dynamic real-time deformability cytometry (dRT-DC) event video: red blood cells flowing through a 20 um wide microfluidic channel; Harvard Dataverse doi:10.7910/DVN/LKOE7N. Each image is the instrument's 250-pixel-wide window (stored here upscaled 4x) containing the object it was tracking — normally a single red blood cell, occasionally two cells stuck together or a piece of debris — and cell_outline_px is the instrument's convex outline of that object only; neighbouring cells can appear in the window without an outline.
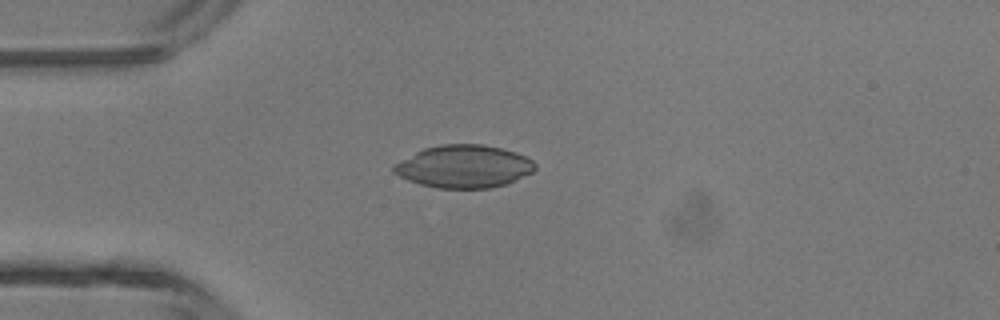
{"species": "common noctule bat (a hibernating species)", "species_latin": "Nyctalus noctula", "temperature_condition": "room temperature", "stored_images_in_passage": 2, "camera_frame_rate_fps": 3000, "um_per_image_px": 0.085, "animal": {"sex": "male", "body_mass_g": 13.3}, "frame": {"image": 1, "passage_image": 2, "time_ms": 0.333, "image_size_px": [1000, 320], "cell_outline_px": [[536, 168], [532, 172], [508, 184], [488, 188], [436, 188], [420, 184], [408, 180], [392, 172], [392, 164], [424, 148], [440, 144], [484, 144], [516, 152], [532, 160], [536, 164]], "centroid_in_image_um": [39.42, 14.15], "position_along_channel_um": 45.6, "area_um2": 35.26}}